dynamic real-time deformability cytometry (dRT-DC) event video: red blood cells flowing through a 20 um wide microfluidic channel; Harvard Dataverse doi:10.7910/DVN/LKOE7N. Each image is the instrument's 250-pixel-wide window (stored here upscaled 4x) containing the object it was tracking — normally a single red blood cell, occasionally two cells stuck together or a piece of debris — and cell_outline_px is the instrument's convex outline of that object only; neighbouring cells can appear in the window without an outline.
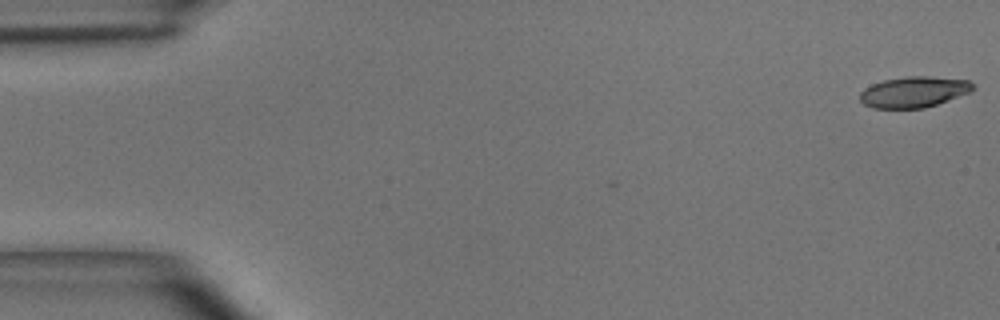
{"species": "common noctule bat (a hibernating species)", "species_latin": "Nyctalus noctula", "temperature_condition": "room temperature", "stored_images_in_passage": 3, "camera_frame_rate_fps": 3000, "um_per_image_px": 0.085, "animal": {"sex": "male", "body_mass_g": 15.6}, "frame": {"image": 1, "passage_image": 3, "time_ms": 0.667, "image_size_px": [1000, 320], "cell_outline_px": [[976, 88], [968, 92], [936, 104], [924, 108], [872, 108], [864, 104], [860, 100], [860, 92], [864, 88], [872, 84], [884, 80], [904, 76], [928, 76], [968, 80]], "centroid_in_image_um": [77.63, 7.81], "position_along_channel_um": 7.4, "area_um2": 20.17}}